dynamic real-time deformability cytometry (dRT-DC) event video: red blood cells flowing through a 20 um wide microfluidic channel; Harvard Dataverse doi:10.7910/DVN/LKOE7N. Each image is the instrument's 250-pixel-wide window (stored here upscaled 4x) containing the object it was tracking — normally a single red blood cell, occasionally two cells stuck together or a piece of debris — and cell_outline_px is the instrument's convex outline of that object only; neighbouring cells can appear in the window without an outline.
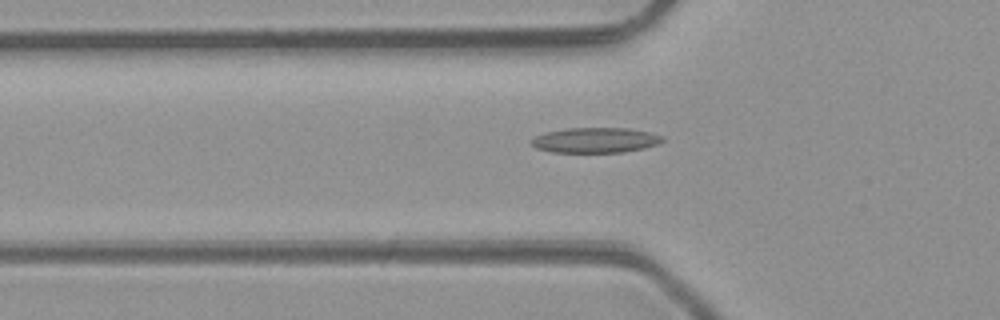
{"species": "common noctule bat (a hibernating species)", "species_latin": "Nyctalus noctula", "temperature_condition": "room temperature", "stored_images_in_passage": 6, "camera_frame_rate_fps": 3000, "um_per_image_px": 0.085, "animal": {"sex": "male", "body_mass_g": 23.1, "forearm_length_mm": 52.7}, "frame": {"image": 1, "passage_image": 5, "time_ms": 4.667, "image_size_px": [1000, 320], "cell_outline_px": [[664, 140], [660, 144], [644, 148], [624, 152], [552, 152], [536, 148], [532, 144], [532, 140], [536, 136], [544, 132], [564, 128], [628, 128], [648, 132], [664, 136]], "centroid_in_image_um": [50.63, 11.91], "position_along_channel_um": 75.2, "area_um2": 19.31}}
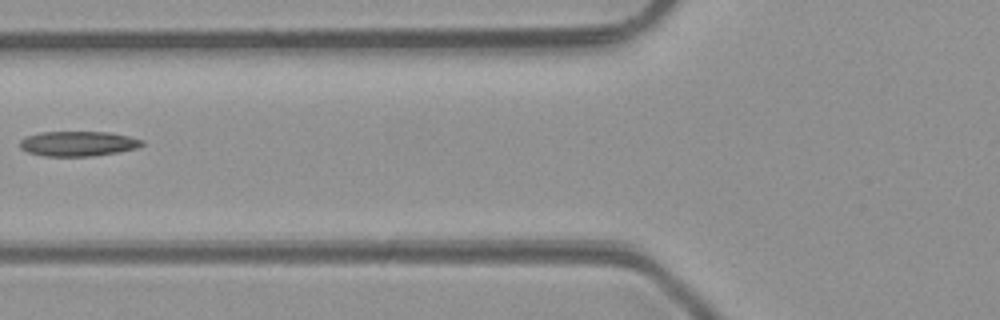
{"frame": {"image": 2, "passage_image": 6, "time_ms": 5.667, "image_size_px": [1000, 320], "cell_outline_px": [[144, 144], [136, 148], [120, 152], [92, 156], [44, 156], [28, 152], [20, 148], [20, 140], [24, 136], [40, 132], [108, 132], [128, 136], [144, 140]], "centroid_in_image_um": [6.62, 12.21], "position_along_channel_um": 119.2, "area_um2": 17.86}}